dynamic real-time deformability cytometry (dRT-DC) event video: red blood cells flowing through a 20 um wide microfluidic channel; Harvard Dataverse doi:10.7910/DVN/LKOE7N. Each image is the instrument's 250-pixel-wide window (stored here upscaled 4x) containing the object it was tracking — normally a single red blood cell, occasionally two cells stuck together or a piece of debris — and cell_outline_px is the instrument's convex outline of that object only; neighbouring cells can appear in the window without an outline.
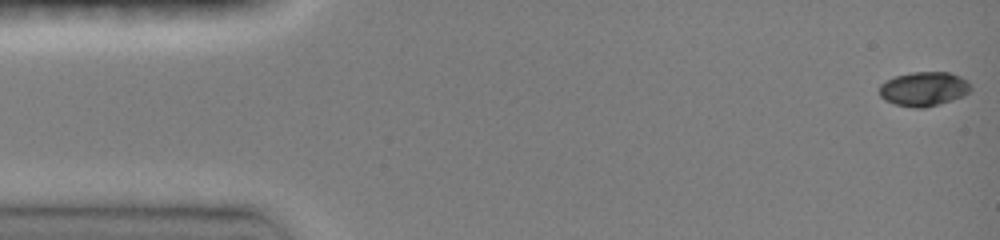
{"species": "common noctule bat (a hibernating species)", "species_latin": "Nyctalus noctula", "temperature_condition": "room temperature", "stored_images_in_passage": 47, "camera_frame_rate_fps": 3000, "um_per_image_px": 0.085, "animal": {"sex": "female", "body_mass_g": 19.0, "forearm_length_mm": 51.5}, "frame": {"image": 1, "passage_image": 1, "time_ms": 0.0, "image_size_px": [1000, 240], "cell_outline_px": [[972, 88], [964, 96], [952, 100], [924, 108], [916, 108], [896, 104], [884, 100], [880, 96], [880, 84], [884, 80], [896, 76], [912, 72], [948, 72], [960, 76], [968, 80]], "centroid_in_image_um": [78.53, 7.55], "position_along_channel_um": 6.5, "area_um2": 18.32}}
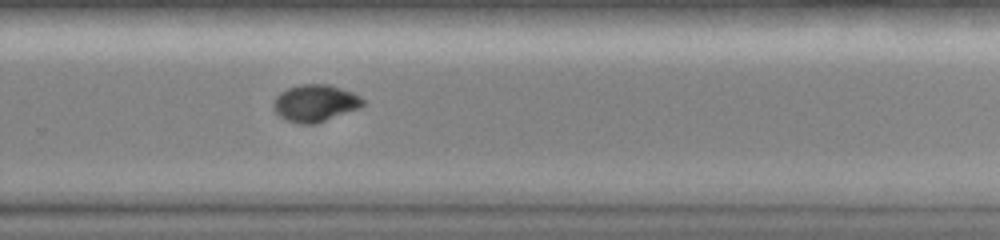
{"frame": {"image": 2, "passage_image": 32, "time_ms": 10.333, "image_size_px": [1000, 240], "cell_outline_px": [[364, 104], [360, 108], [316, 124], [300, 124], [288, 120], [280, 116], [272, 108], [272, 104], [276, 96], [280, 92], [288, 88], [300, 84], [328, 84], [352, 92], [360, 96], [364, 100]], "centroid_in_image_um": [26.78, 8.77], "position_along_channel_um": 303.0, "area_um2": 19.36}}
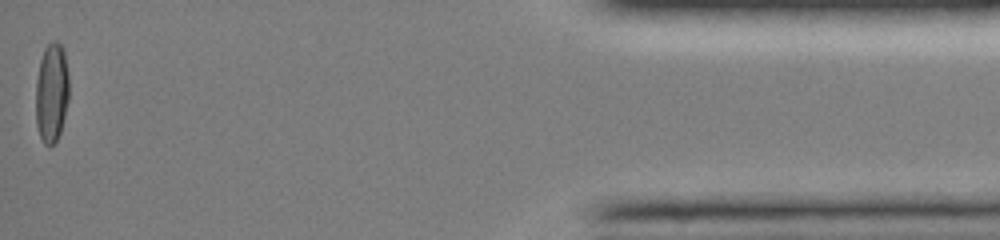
{"frame": {"image": 3, "passage_image": 47, "time_ms": 15.333, "image_size_px": [1000, 240], "cell_outline_px": [[68, 100], [60, 132], [56, 140], [48, 148], [44, 144], [40, 136], [36, 124], [36, 80], [40, 60], [44, 48], [52, 40], [56, 40], [64, 48], [68, 72]], "centroid_in_image_um": [4.38, 7.84], "position_along_channel_um": 430.8, "area_um2": 19.42}, "authors_computed_cell_mechanics": {"area_um2": 19.2474, "velocity_mm_per_s": 4.0855, "shape_relaxation_time_tau1_ms": 7.7163, "shape_relaxation_time_tau2_ms": 10.8624, "deformation_change_tau1": 0.2335, "deformation_change_tau2": 0.0674}}